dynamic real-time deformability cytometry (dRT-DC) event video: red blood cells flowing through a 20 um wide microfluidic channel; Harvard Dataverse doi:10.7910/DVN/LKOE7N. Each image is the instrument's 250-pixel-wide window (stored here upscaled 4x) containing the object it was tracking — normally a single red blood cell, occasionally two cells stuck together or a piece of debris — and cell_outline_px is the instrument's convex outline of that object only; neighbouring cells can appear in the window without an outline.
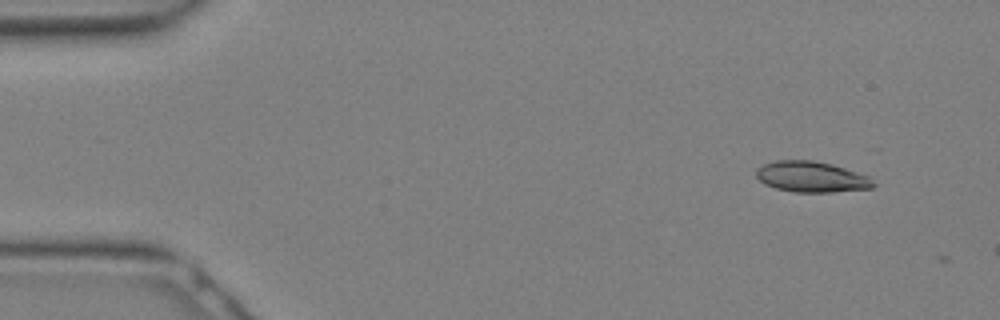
{"species": "Egyptian fruit bat (a non-hibernating species)", "species_latin": "Rousettus aegyptiacus", "temperature_condition": "warm", "stored_images_in_passage": 2, "camera_frame_rate_fps": 3000, "um_per_image_px": 0.085, "animal": {"sex": "female"}, "frame": {"image": 1, "passage_image": 1, "time_ms": 0.0, "image_size_px": [1000, 320], "cell_outline_px": [[876, 184], [872, 188], [832, 192], [796, 192], [776, 188], [764, 184], [756, 176], [756, 168], [764, 164], [776, 160], [812, 160], [832, 164], [868, 176]], "centroid_in_image_um": [68.96, 15.03], "position_along_channel_um": 16.0, "area_um2": 20.92}}